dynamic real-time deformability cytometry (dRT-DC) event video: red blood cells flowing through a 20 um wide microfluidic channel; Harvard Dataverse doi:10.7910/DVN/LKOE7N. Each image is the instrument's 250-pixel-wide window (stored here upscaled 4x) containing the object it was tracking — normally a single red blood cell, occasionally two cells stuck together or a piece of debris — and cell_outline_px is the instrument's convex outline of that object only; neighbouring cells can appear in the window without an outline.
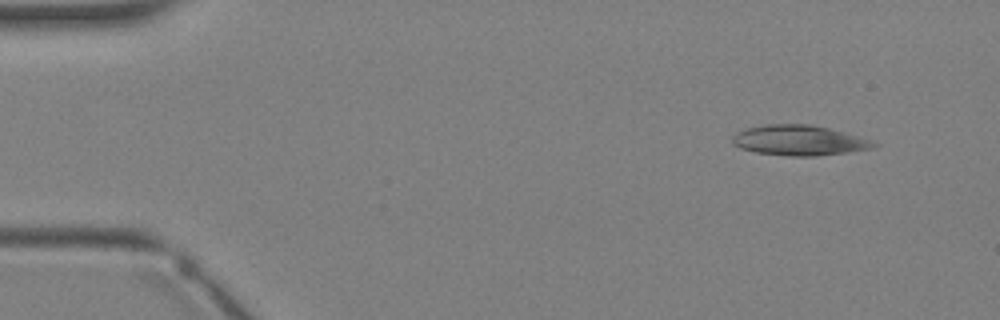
{"species": "Egyptian fruit bat (a non-hibernating species)", "species_latin": "Rousettus aegyptiacus", "temperature_condition": "warm", "stored_images_in_passage": 3, "camera_frame_rate_fps": 3000, "um_per_image_px": 0.085, "animal": {"sex": "female"}, "frame": {"image": 1, "passage_image": 1, "time_ms": 0.0, "image_size_px": [1000, 320], "cell_outline_px": [[880, 144], [872, 148], [848, 152], [816, 156], [792, 156], [756, 152], [740, 148], [732, 144], [732, 136], [736, 132], [748, 128], [764, 124], [808, 124], [828, 128], [844, 132], [872, 140]], "centroid_in_image_um": [67.92, 11.93], "position_along_channel_um": 17.1, "area_um2": 24.85}}
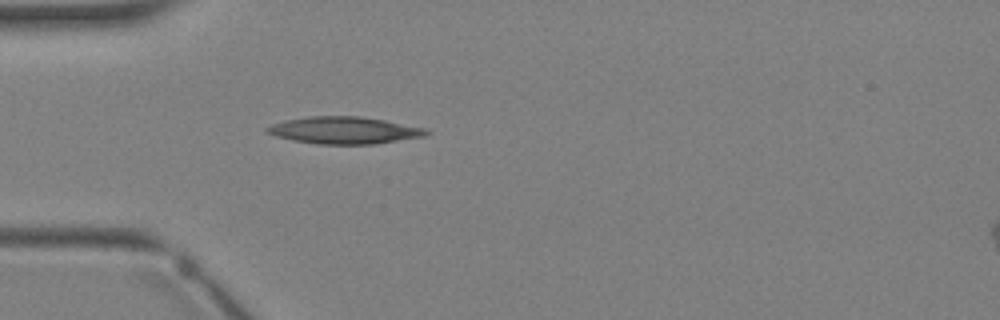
{"frame": {"image": 2, "passage_image": 3, "time_ms": 2.333, "image_size_px": [1000, 320], "cell_outline_px": [[428, 132], [424, 136], [372, 144], [316, 144], [292, 140], [276, 136], [268, 132], [264, 128], [272, 124], [284, 120], [308, 116], [360, 116], [384, 120], [424, 128]], "centroid_in_image_um": [29.19, 11.07], "position_along_channel_um": 55.8, "area_um2": 24.85}}